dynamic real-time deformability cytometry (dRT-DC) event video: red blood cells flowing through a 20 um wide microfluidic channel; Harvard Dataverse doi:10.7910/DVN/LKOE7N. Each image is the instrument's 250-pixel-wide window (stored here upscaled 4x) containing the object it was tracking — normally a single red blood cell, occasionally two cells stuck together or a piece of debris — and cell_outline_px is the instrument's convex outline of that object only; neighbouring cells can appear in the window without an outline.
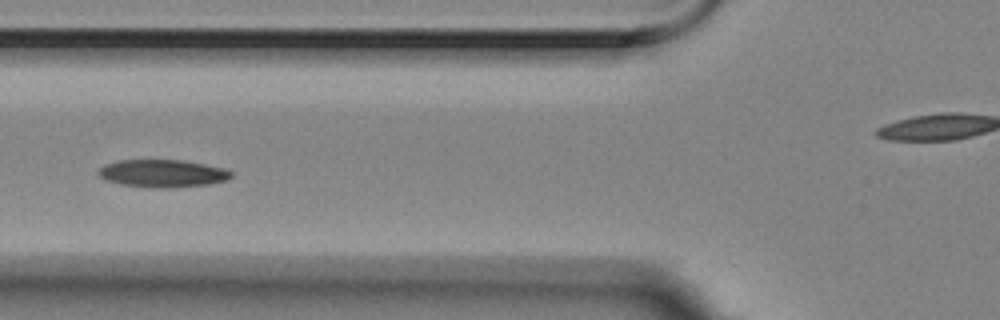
{"species": "Egyptian fruit bat (a non-hibernating species)", "species_latin": "Rousettus aegyptiacus", "temperature_condition": "room temperature", "stored_images_in_passage": 8, "camera_frame_rate_fps": 3000, "um_per_image_px": 0.085, "animal": {"sex": "female"}, "frame": {"image": 1, "passage_image": 5, "time_ms": 1.333, "image_size_px": [1000, 320], "cell_outline_px": [[232, 176], [228, 180], [208, 184], [172, 188], [152, 188], [120, 184], [104, 180], [96, 172], [104, 164], [120, 160], [180, 160], [204, 164], [224, 168], [232, 172]], "centroid_in_image_um": [13.79, 14.75], "position_along_channel_um": 112.0, "area_um2": 21.5}}
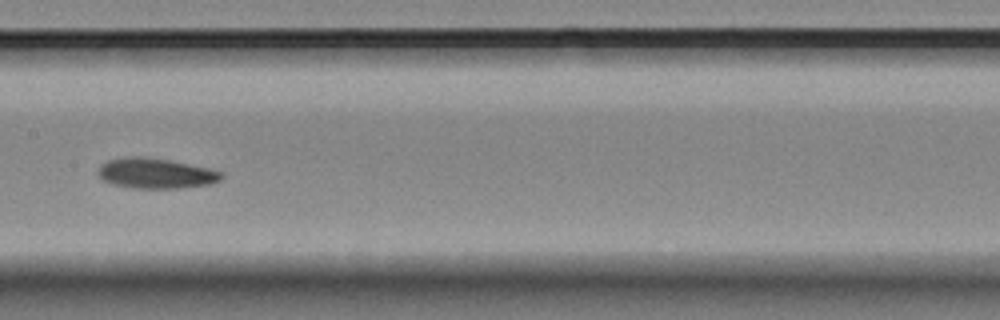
{"frame": {"image": 2, "passage_image": 7, "time_ms": 2.0, "image_size_px": [1000, 320], "cell_outline_px": [[224, 176], [220, 180], [212, 184], [180, 188], [132, 188], [112, 184], [104, 180], [96, 172], [100, 164], [108, 160], [124, 156], [148, 156], [208, 168], [224, 172]], "centroid_in_image_um": [13.23, 14.72], "position_along_channel_um": 194.2, "area_um2": 22.02}}
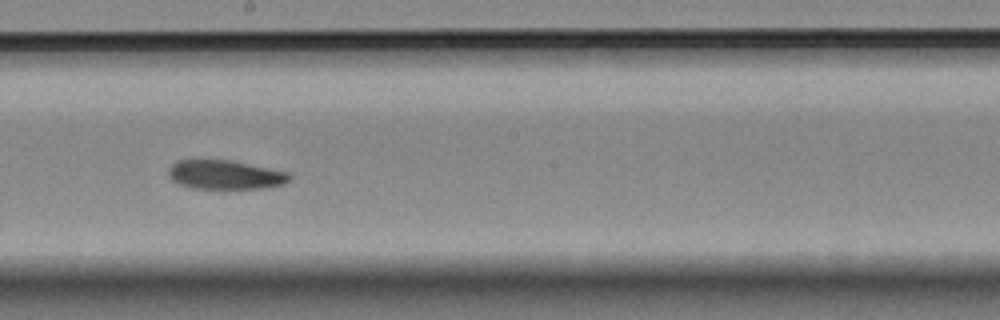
{"frame": {"image": 3, "passage_image": 8, "time_ms": 2.333, "image_size_px": [1000, 320], "cell_outline_px": [[292, 180], [284, 184], [264, 188], [192, 188], [176, 184], [168, 176], [168, 168], [176, 160], [232, 160], [288, 172], [292, 176]], "centroid_in_image_um": [19.13, 14.85], "position_along_channel_um": 229.1, "area_um2": 20.69}}